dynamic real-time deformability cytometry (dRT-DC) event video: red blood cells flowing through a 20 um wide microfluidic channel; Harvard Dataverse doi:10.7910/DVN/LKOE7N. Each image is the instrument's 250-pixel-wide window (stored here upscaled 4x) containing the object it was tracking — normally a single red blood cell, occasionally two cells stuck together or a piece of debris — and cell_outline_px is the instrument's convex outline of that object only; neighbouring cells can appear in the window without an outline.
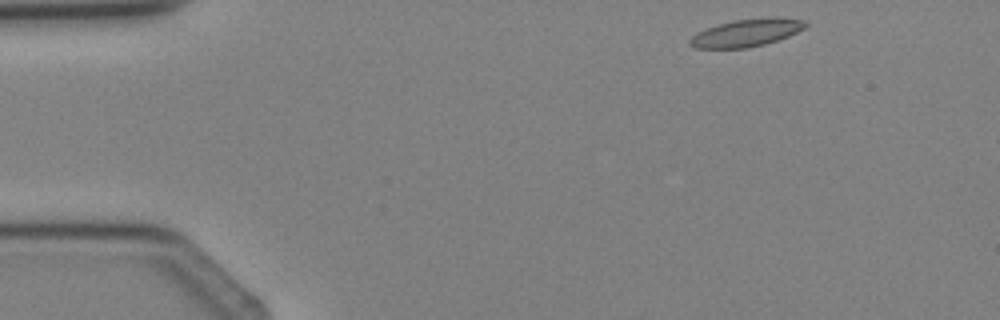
{"species": "Egyptian fruit bat (a non-hibernating species)", "species_latin": "Rousettus aegyptiacus", "temperature_condition": "cold", "stored_images_in_passage": 2, "camera_frame_rate_fps": 3000, "um_per_image_px": 0.085, "animal": {"sex": "female"}, "frame": {"image": 1, "passage_image": 1, "time_ms": 0.0, "image_size_px": [1000, 320], "cell_outline_px": [[808, 24], [804, 28], [788, 36], [764, 44], [748, 48], [696, 48], [688, 44], [688, 40], [696, 32], [716, 24], [732, 20], [804, 20]], "centroid_in_image_um": [63.3, 2.84], "position_along_channel_um": 21.7, "area_um2": 17.69}}